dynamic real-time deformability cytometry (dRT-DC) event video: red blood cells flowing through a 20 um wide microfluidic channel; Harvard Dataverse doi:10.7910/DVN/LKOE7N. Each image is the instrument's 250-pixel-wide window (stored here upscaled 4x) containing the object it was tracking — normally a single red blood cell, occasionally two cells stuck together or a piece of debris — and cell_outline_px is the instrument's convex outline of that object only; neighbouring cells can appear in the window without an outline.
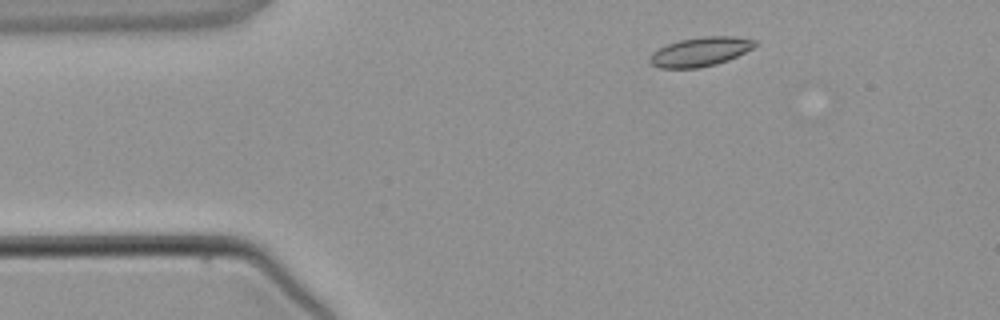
{"species": "common noctule bat (a hibernating species)", "species_latin": "Nyctalus noctula", "temperature_condition": "warm", "stored_images_in_passage": 2, "camera_frame_rate_fps": 3000, "um_per_image_px": 0.085, "animal": {"sex": "male", "body_mass_g": 21.5, "forearm_length_mm": 52.0}, "frame": {"image": 1, "passage_image": 1, "time_ms": 0.0, "image_size_px": [1000, 320], "cell_outline_px": [[756, 44], [752, 48], [728, 60], [716, 64], [700, 68], [660, 68], [652, 64], [648, 60], [652, 52], [668, 44], [680, 40], [704, 36], [732, 36], [756, 40]], "centroid_in_image_um": [59.51, 4.4], "position_along_channel_um": 25.5, "area_um2": 17.69}}